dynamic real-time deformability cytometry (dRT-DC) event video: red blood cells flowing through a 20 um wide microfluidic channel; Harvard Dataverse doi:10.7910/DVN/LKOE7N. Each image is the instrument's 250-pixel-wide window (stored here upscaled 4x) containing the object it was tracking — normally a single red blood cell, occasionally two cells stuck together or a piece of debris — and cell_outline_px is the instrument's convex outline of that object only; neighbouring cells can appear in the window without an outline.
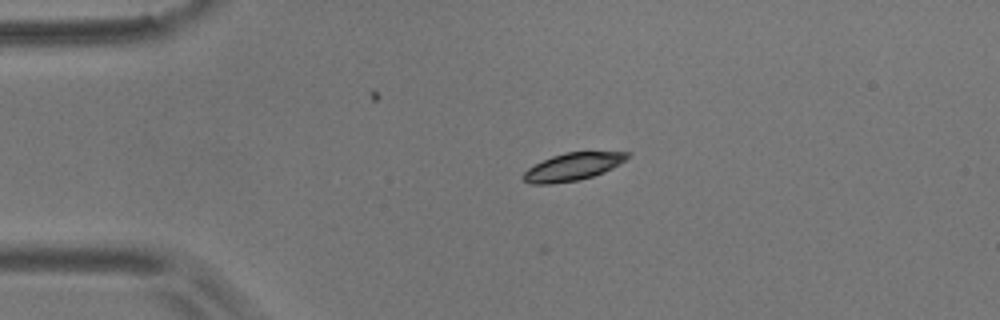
{"species": "common noctule bat (a hibernating species)", "species_latin": "Nyctalus noctula", "temperature_condition": "room temperature", "stored_images_in_passage": 3, "camera_frame_rate_fps": 3000, "um_per_image_px": 0.085, "animal": {"sex": "male", "body_mass_g": 17.9}, "frame": {"image": 1, "passage_image": 2, "time_ms": 1.333, "image_size_px": [1000, 320], "cell_outline_px": [[632, 152], [624, 160], [612, 168], [604, 172], [580, 180], [548, 184], [528, 184], [520, 176], [528, 168], [552, 156], [568, 152]], "centroid_in_image_um": [48.64, 14.19], "position_along_channel_um": 36.4, "area_um2": 16.53}}